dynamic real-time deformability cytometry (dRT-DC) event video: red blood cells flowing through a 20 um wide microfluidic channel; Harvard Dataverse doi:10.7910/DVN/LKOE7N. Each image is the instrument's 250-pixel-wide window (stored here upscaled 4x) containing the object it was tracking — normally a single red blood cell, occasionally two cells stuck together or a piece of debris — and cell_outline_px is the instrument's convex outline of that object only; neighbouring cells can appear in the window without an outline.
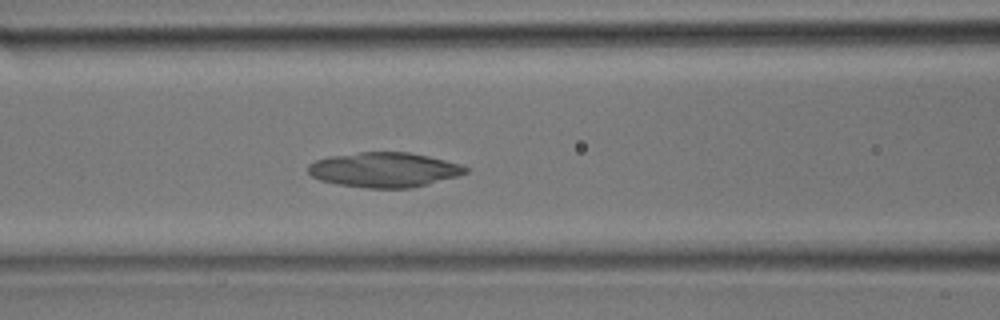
{"species": "common noctule bat (a hibernating species)", "species_latin": "Nyctalus noctula", "temperature_condition": "room temperature", "stored_images_in_passage": 16, "camera_frame_rate_fps": 3000, "um_per_image_px": 0.085, "animal": {"sex": "male", "body_mass_g": 17.9}, "frame": {"image": 1, "passage_image": 12, "time_ms": 3.667, "image_size_px": [1000, 320], "cell_outline_px": [[468, 172], [456, 176], [428, 184], [412, 188], [364, 188], [336, 184], [320, 180], [312, 176], [308, 172], [308, 164], [316, 160], [332, 156], [360, 152], [408, 152], [428, 156], [460, 164], [468, 168]], "centroid_in_image_um": [32.64, 14.44], "position_along_channel_um": 134.0, "area_um2": 31.85}}
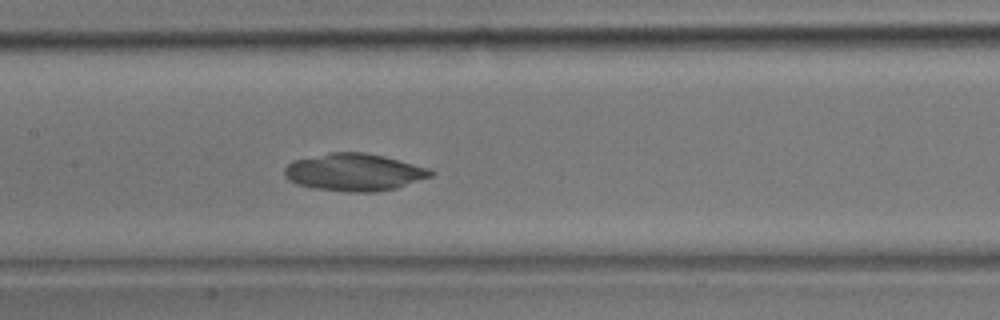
{"frame": {"image": 2, "passage_image": 14, "time_ms": 4.333, "image_size_px": [1000, 320], "cell_outline_px": [[436, 172], [432, 176], [396, 188], [376, 192], [344, 192], [312, 188], [296, 184], [288, 180], [284, 176], [284, 168], [292, 160], [328, 152], [364, 152], [384, 156], [432, 168]], "centroid_in_image_um": [30.1, 14.64], "position_along_channel_um": 177.3, "area_um2": 32.37}}
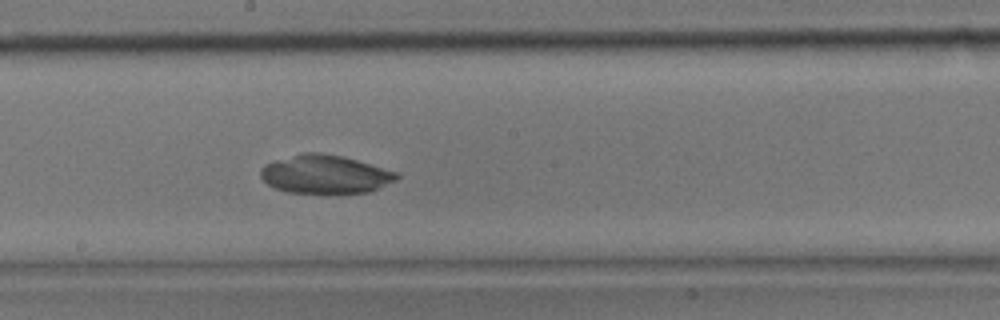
{"frame": {"image": 3, "passage_image": 16, "time_ms": 5.0, "image_size_px": [1000, 320], "cell_outline_px": [[400, 176], [396, 180], [380, 188], [368, 192], [336, 196], [320, 196], [288, 192], [276, 188], [268, 184], [260, 176], [260, 168], [264, 164], [276, 160], [304, 152], [320, 152], [340, 156], [356, 160], [400, 172]], "centroid_in_image_um": [27.66, 14.87], "position_along_channel_um": 220.5, "area_um2": 31.62}}